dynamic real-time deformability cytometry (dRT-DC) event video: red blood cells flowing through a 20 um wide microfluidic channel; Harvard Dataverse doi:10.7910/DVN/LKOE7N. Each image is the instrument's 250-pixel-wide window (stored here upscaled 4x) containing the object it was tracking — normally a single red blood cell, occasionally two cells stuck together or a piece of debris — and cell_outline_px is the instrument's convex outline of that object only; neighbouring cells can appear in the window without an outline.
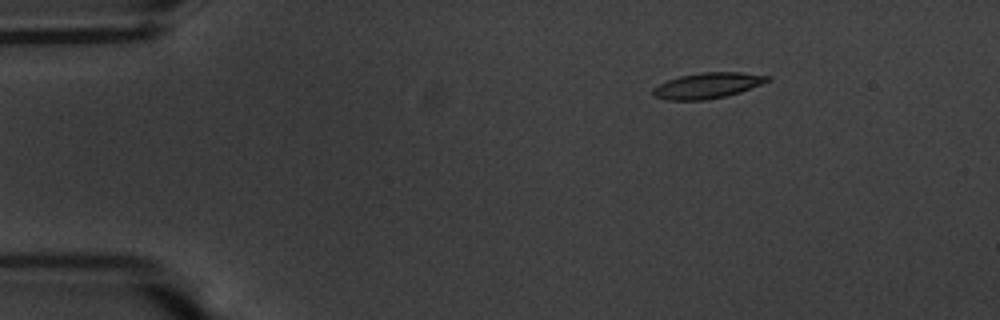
{"species": "common noctule bat (a hibernating species)", "species_latin": "Nyctalus noctula", "temperature_condition": "warm", "stored_images_in_passage": 49, "camera_frame_rate_fps": 3000, "um_per_image_px": 0.085, "animal": {"sex": "male", "body_mass_g": 20.1, "forearm_length_mm": 53.5}, "frame": {"image": 1, "passage_image": 1, "time_ms": 0.0, "image_size_px": [1000, 320], "cell_outline_px": [[772, 80], [740, 92], [724, 96], [704, 100], [668, 100], [652, 96], [652, 88], [668, 80], [680, 76], [704, 72], [740, 72], [768, 76]], "centroid_in_image_um": [60.12, 7.27], "position_along_channel_um": 24.9, "area_um2": 16.99}}
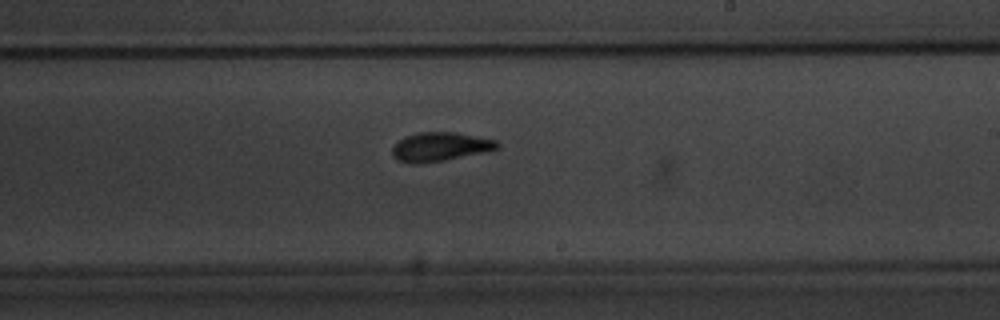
{"frame": {"image": 2, "passage_image": 26, "time_ms": 8.333, "image_size_px": [1000, 320], "cell_outline_px": [[500, 148], [488, 152], [444, 160], [420, 164], [412, 164], [396, 160], [392, 156], [392, 148], [404, 136], [416, 132], [456, 132], [496, 140], [500, 144]], "centroid_in_image_um": [37.42, 12.48], "position_along_channel_um": 251.6, "area_um2": 17.98}}
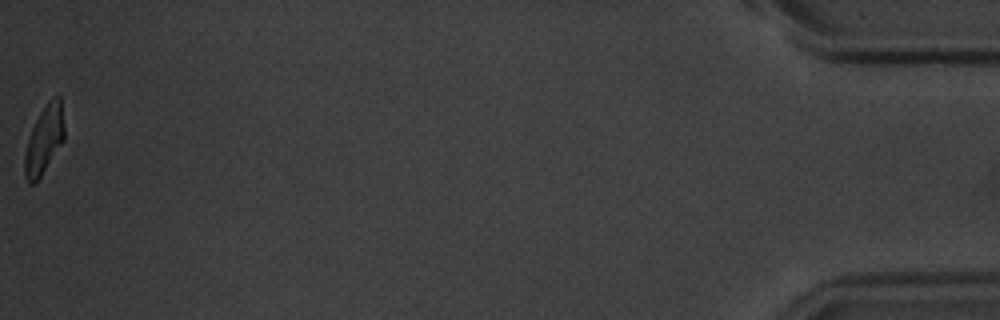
{"frame": {"image": 3, "passage_image": 49, "time_ms": 16.0, "image_size_px": [1000, 320], "cell_outline_px": [[64, 140], [36, 184], [28, 184], [24, 176], [24, 156], [28, 140], [32, 128], [40, 112], [48, 100], [52, 96], [60, 96], [64, 124]], "centroid_in_image_um": [3.75, 11.91], "position_along_channel_um": 431.5, "area_um2": 15.84}, "authors_computed_cell_mechanics": {"area_um2": 17.2822, "velocity_mm_per_s": 3.5886, "shape_relaxation_time_tau1_ms": 4.2241, "shape_relaxation_time_tau2_ms": 2.4798, "deformation_change_tau1": 0.1511, "deformation_change_tau2": 0.0911}}